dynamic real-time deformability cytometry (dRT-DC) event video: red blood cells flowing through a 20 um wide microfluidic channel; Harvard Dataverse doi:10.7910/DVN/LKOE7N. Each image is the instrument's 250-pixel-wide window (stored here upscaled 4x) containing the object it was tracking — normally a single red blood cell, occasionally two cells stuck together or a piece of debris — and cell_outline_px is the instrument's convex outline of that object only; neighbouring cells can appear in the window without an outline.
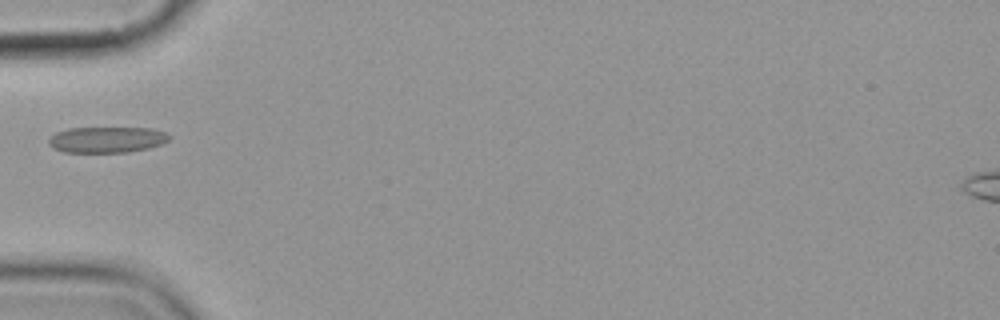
{"species": "common noctule bat (a hibernating species)", "species_latin": "Nyctalus noctula", "temperature_condition": "cold", "stored_images_in_passage": 5, "camera_frame_rate_fps": 3000, "um_per_image_px": 0.085, "animal": {"sex": "female", "body_mass_g": 19.9}, "frame": {"image": 1, "passage_image": 5, "time_ms": 5.333, "image_size_px": [1000, 320], "cell_outline_px": [[172, 136], [168, 140], [160, 144], [148, 148], [128, 152], [64, 152], [52, 148], [48, 144], [48, 140], [56, 132], [68, 128], [152, 128], [164, 132]], "centroid_in_image_um": [9.06, 11.87], "position_along_channel_um": 75.9, "area_um2": 18.21}}